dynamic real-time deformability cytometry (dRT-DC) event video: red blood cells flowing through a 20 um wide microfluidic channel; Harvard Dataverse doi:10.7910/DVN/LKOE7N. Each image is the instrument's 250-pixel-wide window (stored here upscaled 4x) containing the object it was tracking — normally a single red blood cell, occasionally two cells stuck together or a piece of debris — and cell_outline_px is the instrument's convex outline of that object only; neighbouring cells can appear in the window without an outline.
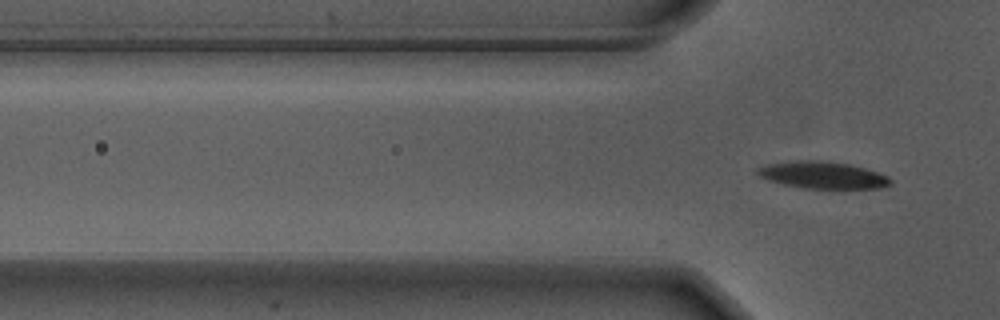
{"species": "Egyptian fruit bat (a non-hibernating species)", "species_latin": "Rousettus aegyptiacus", "temperature_condition": "warm", "stored_images_in_passage": 3, "camera_frame_rate_fps": 3000, "um_per_image_px": 0.085, "animal": {"sex": "male"}, "frame": {"image": 1, "passage_image": 3, "time_ms": 0.667, "image_size_px": [1000, 320], "cell_outline_px": [[892, 184], [884, 188], [844, 192], [836, 192], [804, 188], [784, 184], [768, 180], [760, 176], [756, 172], [756, 168], [764, 164], [796, 160], [820, 160], [848, 164], [864, 168], [888, 176], [892, 180]], "centroid_in_image_um": [70.01, 14.94], "position_along_channel_um": 55.8, "area_um2": 22.2}}